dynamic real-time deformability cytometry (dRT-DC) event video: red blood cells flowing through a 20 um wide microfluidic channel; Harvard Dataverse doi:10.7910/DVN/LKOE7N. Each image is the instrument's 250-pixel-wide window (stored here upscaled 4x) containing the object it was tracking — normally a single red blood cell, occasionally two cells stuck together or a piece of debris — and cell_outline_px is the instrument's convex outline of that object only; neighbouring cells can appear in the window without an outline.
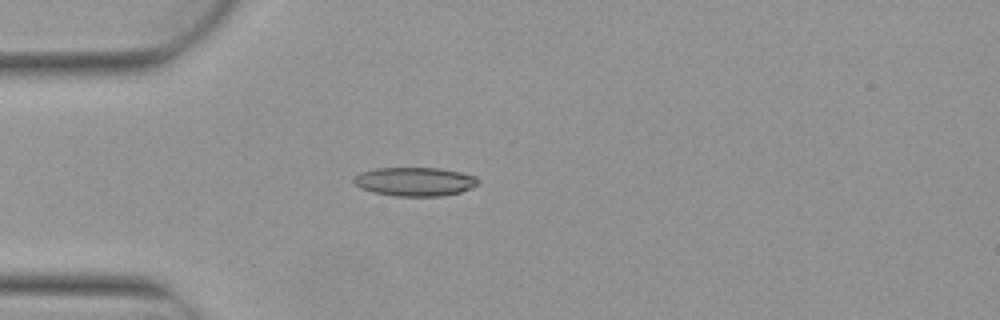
{"species": "Egyptian fruit bat (a non-hibernating species)", "species_latin": "Rousettus aegyptiacus", "temperature_condition": "warm", "stored_images_in_passage": 4, "camera_frame_rate_fps": 3000, "um_per_image_px": 0.085, "animal": {"sex": "female"}, "frame": {"image": 1, "passage_image": 4, "time_ms": 1.0, "image_size_px": [1000, 320], "cell_outline_px": [[480, 184], [472, 188], [460, 192], [440, 196], [396, 196], [372, 192], [360, 188], [352, 180], [360, 172], [376, 168], [440, 168], [460, 172], [476, 176], [480, 180]], "centroid_in_image_um": [35.29, 15.43], "position_along_channel_um": 49.7, "area_um2": 20.98}}